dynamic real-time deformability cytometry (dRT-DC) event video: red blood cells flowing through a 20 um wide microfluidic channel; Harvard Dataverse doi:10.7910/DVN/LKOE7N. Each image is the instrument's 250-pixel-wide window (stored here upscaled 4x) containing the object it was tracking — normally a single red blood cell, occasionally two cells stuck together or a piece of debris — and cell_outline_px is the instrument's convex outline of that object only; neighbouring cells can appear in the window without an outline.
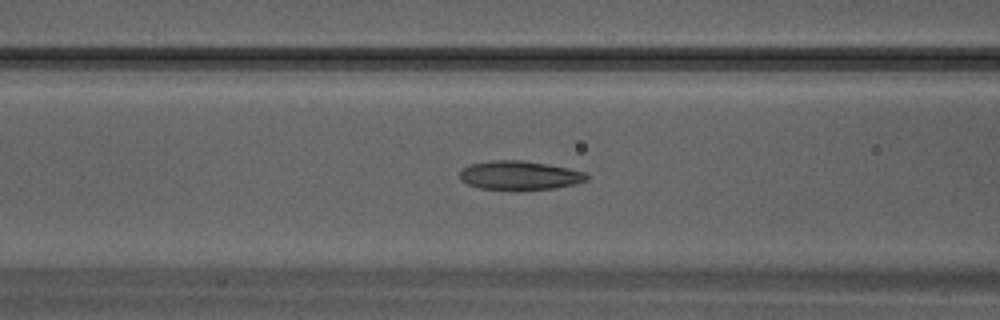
{"species": "Egyptian fruit bat (a non-hibernating species)", "species_latin": "Rousettus aegyptiacus", "temperature_condition": "warm", "stored_images_in_passage": 21, "camera_frame_rate_fps": 3000, "um_per_image_px": 0.085, "animal": {"sex": "male"}, "frame": {"image": 1, "passage_image": 4, "time_ms": 1.0, "image_size_px": [1000, 320], "cell_outline_px": [[588, 180], [556, 188], [480, 188], [468, 184], [460, 180], [460, 172], [464, 168], [472, 164], [492, 160], [520, 160], [548, 164], [568, 168], [584, 172], [588, 176]], "centroid_in_image_um": [44.17, 14.88], "position_along_channel_um": 122.4, "area_um2": 20.69}}
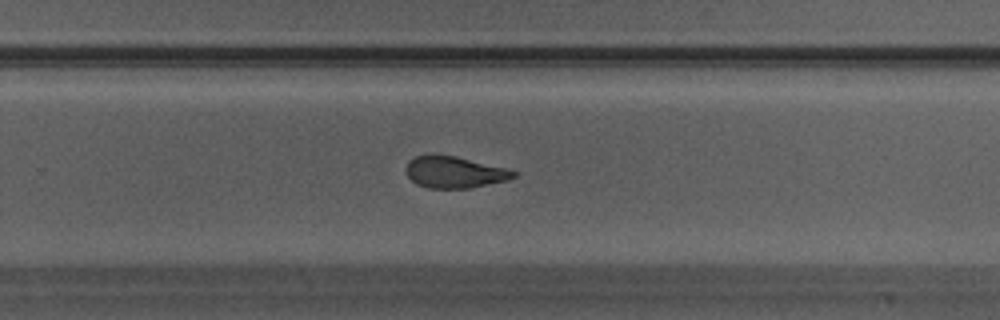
{"frame": {"image": 2, "passage_image": 12, "time_ms": 3.667, "image_size_px": [1000, 320], "cell_outline_px": [[516, 176], [508, 180], [468, 188], [428, 188], [416, 184], [408, 176], [404, 168], [408, 160], [416, 156], [432, 152], [456, 156], [504, 168], [516, 172]], "centroid_in_image_um": [38.54, 14.61], "position_along_channel_um": 291.3, "area_um2": 20.0}}
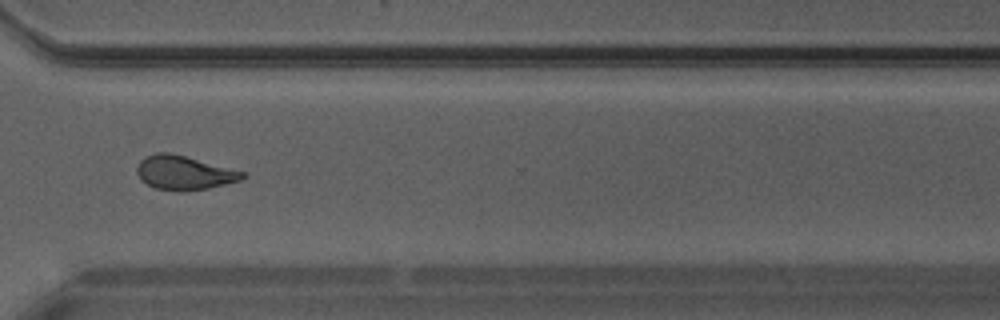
{"frame": {"image": 3, "passage_image": 15, "time_ms": 4.667, "image_size_px": [1000, 320], "cell_outline_px": [[248, 176], [240, 180], [208, 188], [184, 192], [180, 192], [152, 188], [140, 180], [136, 172], [136, 168], [140, 160], [144, 156], [156, 152], [168, 152], [248, 172]], "centroid_in_image_um": [15.63, 14.69], "position_along_channel_um": 355.0, "area_um2": 21.33}}